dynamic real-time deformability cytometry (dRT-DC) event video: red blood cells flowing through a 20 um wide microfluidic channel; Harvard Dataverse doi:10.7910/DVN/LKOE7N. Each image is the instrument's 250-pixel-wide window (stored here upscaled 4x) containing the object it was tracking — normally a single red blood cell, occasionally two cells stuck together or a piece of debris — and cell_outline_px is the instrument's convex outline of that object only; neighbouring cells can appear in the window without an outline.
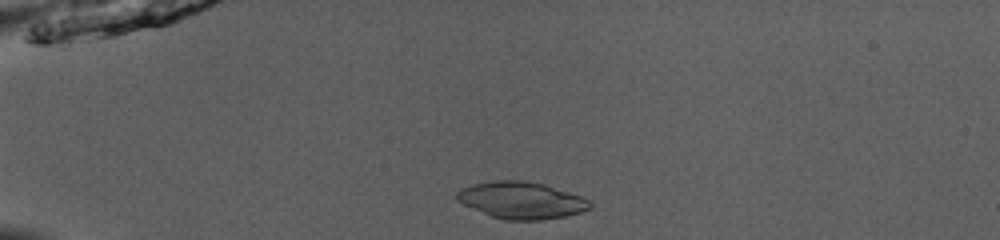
{"species": "common noctule bat (a hibernating species)", "species_latin": "Nyctalus noctula", "temperature_condition": "room temperature", "stored_images_in_passage": 40, "camera_frame_rate_fps": 3000, "um_per_image_px": 0.085, "animal": {"sex": "male", "body_mass_g": 13.0, "forearm_length_mm": 53.1}, "frame": {"image": 1, "passage_image": 3, "time_ms": 0.667, "image_size_px": [1000, 240], "cell_outline_px": [[592, 208], [580, 212], [564, 216], [540, 220], [504, 220], [492, 216], [464, 204], [456, 200], [456, 192], [472, 184], [492, 180], [524, 180], [544, 184], [584, 196], [592, 204]], "centroid_in_image_um": [44.35, 17.01], "position_along_channel_um": 40.7, "area_um2": 28.61}}
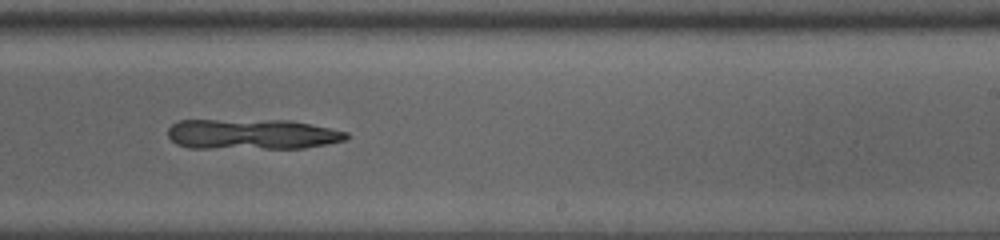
{"frame": {"image": 2, "passage_image": 23, "time_ms": 7.333, "image_size_px": [1000, 240], "cell_outline_px": [[352, 136], [348, 140], [328, 144], [304, 148], [188, 148], [176, 144], [168, 136], [168, 128], [172, 124], [180, 120], [292, 120], [348, 132]], "centroid_in_image_um": [21.46, 11.41], "position_along_channel_um": 267.5, "area_um2": 31.96}}
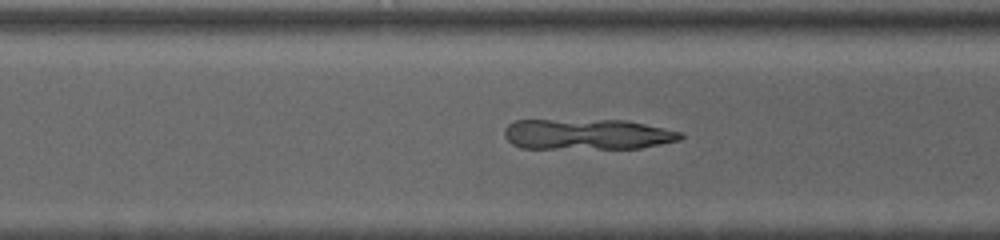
{"frame": {"image": 3, "passage_image": 27, "time_ms": 8.667, "image_size_px": [1000, 240], "cell_outline_px": [[684, 136], [680, 140], [640, 148], [520, 148], [512, 144], [504, 136], [504, 128], [508, 124], [516, 120], [624, 120], [684, 132]], "centroid_in_image_um": [49.9, 11.41], "position_along_channel_um": 320.7, "area_um2": 31.5}}